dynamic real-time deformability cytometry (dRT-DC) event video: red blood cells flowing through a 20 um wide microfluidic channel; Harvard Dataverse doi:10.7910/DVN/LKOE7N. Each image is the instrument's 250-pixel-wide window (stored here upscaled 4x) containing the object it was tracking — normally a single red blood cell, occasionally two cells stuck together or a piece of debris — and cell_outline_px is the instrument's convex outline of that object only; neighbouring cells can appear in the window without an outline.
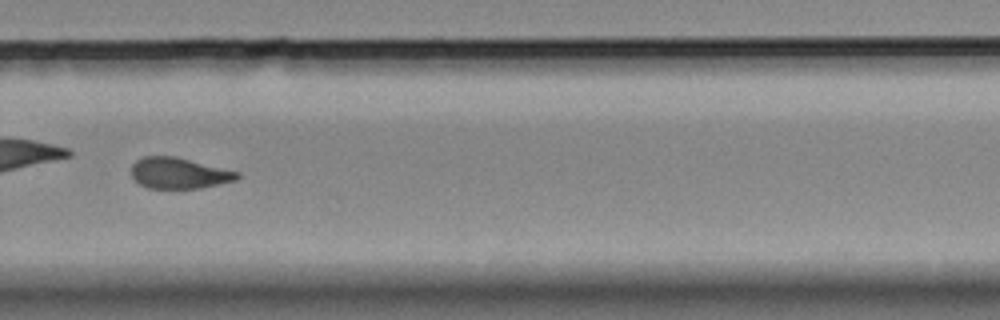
{"species": "Egyptian fruit bat (a non-hibernating species)", "species_latin": "Rousettus aegyptiacus", "temperature_condition": "room temperature", "stored_images_in_passage": 37, "camera_frame_rate_fps": 3000, "um_per_image_px": 0.085, "animal": {"sex": "female"}, "frame": {"image": 1, "passage_image": 21, "time_ms": 6.667, "image_size_px": [1000, 320], "cell_outline_px": [[240, 176], [236, 180], [200, 188], [148, 188], [140, 184], [132, 176], [132, 164], [136, 160], [144, 156], [176, 156], [240, 172]], "centroid_in_image_um": [15.22, 14.71], "position_along_channel_um": 314.6, "area_um2": 19.07}}
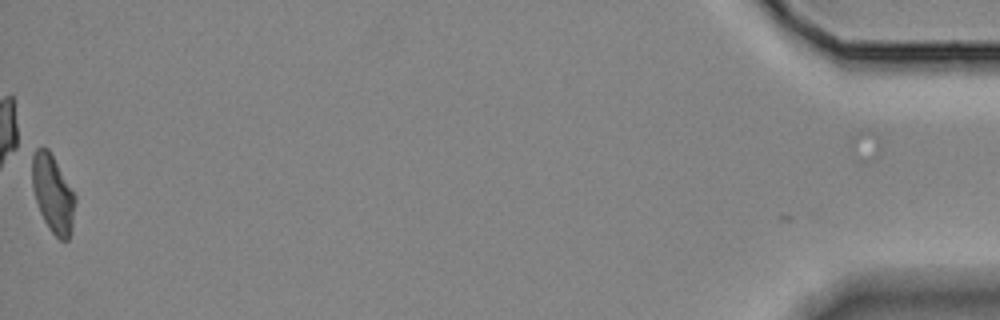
{"frame": {"image": 2, "passage_image": 36, "time_ms": 11.667, "image_size_px": [1000, 320], "cell_outline_px": [[76, 200], [72, 228], [68, 240], [60, 240], [48, 228], [40, 212], [32, 188], [32, 152], [36, 148], [48, 148], [76, 196]], "centroid_in_image_um": [4.49, 16.47], "position_along_channel_um": 430.7, "area_um2": 19.42}}